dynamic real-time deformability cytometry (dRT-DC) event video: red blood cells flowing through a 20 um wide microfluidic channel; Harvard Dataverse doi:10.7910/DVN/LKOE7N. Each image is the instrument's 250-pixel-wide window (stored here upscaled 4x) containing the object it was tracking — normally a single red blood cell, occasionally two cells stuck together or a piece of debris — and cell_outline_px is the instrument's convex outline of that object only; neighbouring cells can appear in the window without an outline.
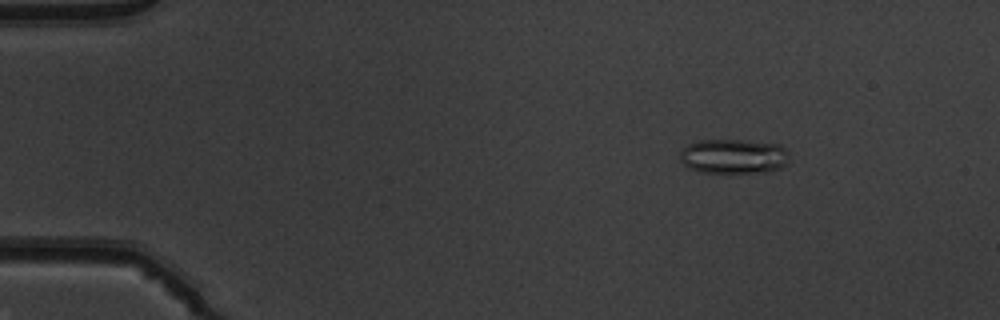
{"species": "common noctule bat (a hibernating species)", "species_latin": "Nyctalus noctula", "temperature_condition": "warm", "stored_images_in_passage": 51, "camera_frame_rate_fps": 3000, "um_per_image_px": 0.085, "animal": {"sex": "male", "body_mass_g": 19.5, "forearm_length_mm": 54.6}, "frame": {"image": 1, "passage_image": 7, "time_ms": 2.0, "image_size_px": [1000, 320], "cell_outline_px": [[788, 160], [780, 168], [764, 172], [700, 172], [688, 168], [680, 160], [680, 152], [688, 144], [696, 140], [744, 140], [780, 144], [788, 152]], "centroid_in_image_um": [62.33, 13.27], "position_along_channel_um": 22.7, "area_um2": 22.08}}
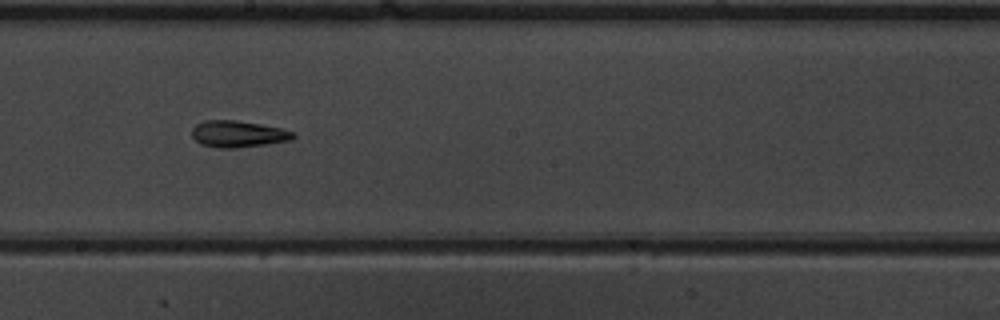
{"frame": {"image": 2, "passage_image": 29, "time_ms": 9.333, "image_size_px": [1000, 320], "cell_outline_px": [[296, 136], [292, 140], [236, 148], [220, 148], [200, 144], [192, 136], [192, 128], [196, 124], [204, 120], [236, 120], [260, 124], [280, 128], [296, 132]], "centroid_in_image_um": [20.24, 11.38], "position_along_channel_um": 228.0, "area_um2": 15.72}}
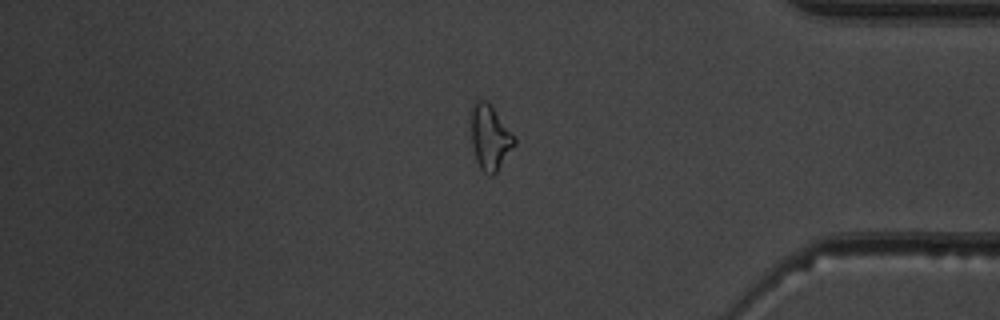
{"frame": {"image": 3, "passage_image": 43, "time_ms": 14.0, "image_size_px": [1000, 320], "cell_outline_px": [[516, 144], [496, 172], [492, 176], [488, 176], [480, 168], [476, 160], [472, 144], [472, 100], [488, 100], [516, 140]], "centroid_in_image_um": [41.64, 11.68], "position_along_channel_um": 393.6, "area_um2": 16.18}, "authors_computed_cell_mechanics": {"area_um2": 16.5308, "velocity_mm_per_s": 4.0193, "shape_relaxation_time_tau1_ms": null, "shape_relaxation_time_tau2_ms": 1.0598, "deformation_change_tau1": null, "deformation_change_tau2": 0.093}}